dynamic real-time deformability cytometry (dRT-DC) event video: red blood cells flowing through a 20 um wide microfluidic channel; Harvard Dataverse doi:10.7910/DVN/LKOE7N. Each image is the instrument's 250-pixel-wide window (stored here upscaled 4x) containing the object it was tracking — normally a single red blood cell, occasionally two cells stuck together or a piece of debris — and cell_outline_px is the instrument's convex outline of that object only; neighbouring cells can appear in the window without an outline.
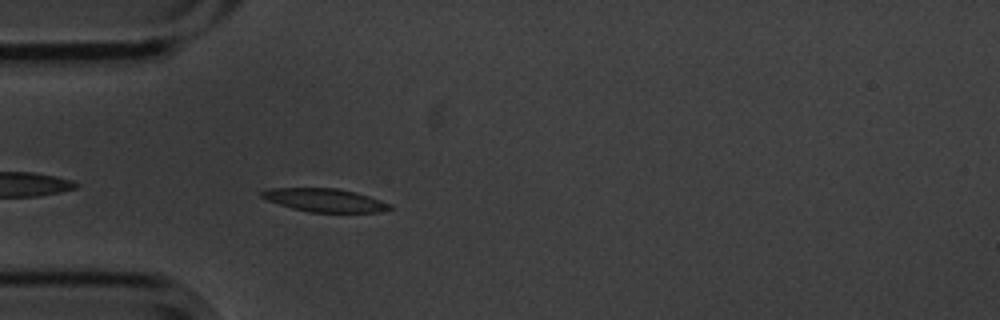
{"species": "common noctule bat (a hibernating species)", "species_latin": "Nyctalus noctula", "temperature_condition": "cold", "stored_images_in_passage": 43, "camera_frame_rate_fps": 3000, "um_per_image_px": 0.085, "animal": {"sex": "male", "body_mass_g": 20.1, "forearm_length_mm": 53.5}, "frame": {"image": 1, "passage_image": 3, "time_ms": 0.667, "image_size_px": [1000, 320], "cell_outline_px": [[392, 208], [380, 212], [308, 212], [292, 208], [268, 200], [260, 196], [260, 192], [272, 188], [336, 188], [356, 192], [392, 204]], "centroid_in_image_um": [27.62, 17.01], "position_along_channel_um": 57.4, "area_um2": 17.22}}
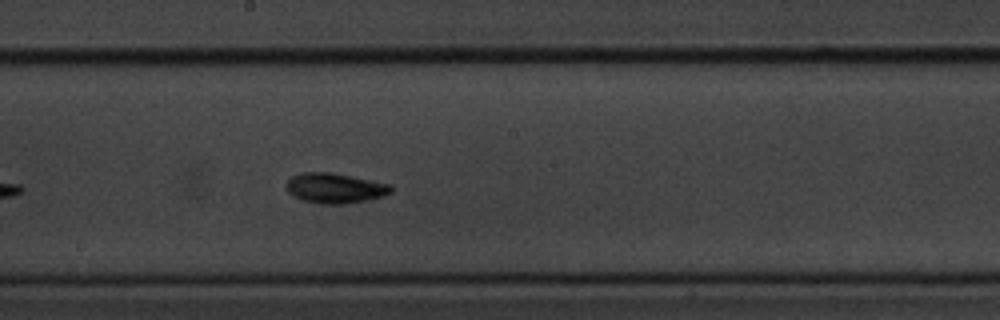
{"frame": {"image": 2, "passage_image": 17, "time_ms": 5.333, "image_size_px": [1000, 320], "cell_outline_px": [[392, 192], [384, 196], [348, 204], [320, 204], [304, 200], [292, 196], [288, 192], [284, 184], [292, 176], [304, 172], [332, 172], [392, 184]], "centroid_in_image_um": [28.47, 15.99], "position_along_channel_um": 219.7, "area_um2": 18.61}}
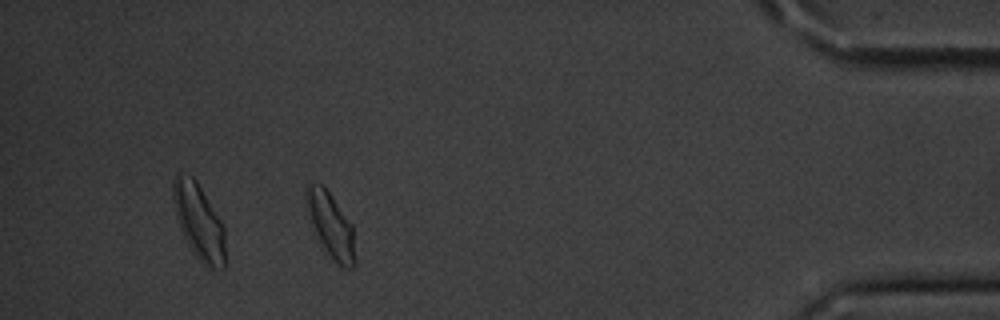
{"frame": {"image": 3, "passage_image": 37, "time_ms": 12.0, "image_size_px": [1000, 320], "cell_outline_px": [[356, 264], [352, 268], [344, 268], [324, 248], [312, 224], [304, 204], [304, 196], [308, 188], [312, 184], [320, 184], [328, 192], [352, 224], [356, 260]], "centroid_in_image_um": [28.13, 19.16], "position_along_channel_um": 407.1, "area_um2": 17.8}, "authors_computed_cell_mechanics": {"area_um2": 17.3978, "velocity_mm_per_s": 3.5583, "shape_relaxation_time_tau1_ms": 1.9335, "shape_relaxation_time_tau2_ms": 5.5294, "deformation_change_tau1": 0.1497, "deformation_change_tau2": 0.1192}}